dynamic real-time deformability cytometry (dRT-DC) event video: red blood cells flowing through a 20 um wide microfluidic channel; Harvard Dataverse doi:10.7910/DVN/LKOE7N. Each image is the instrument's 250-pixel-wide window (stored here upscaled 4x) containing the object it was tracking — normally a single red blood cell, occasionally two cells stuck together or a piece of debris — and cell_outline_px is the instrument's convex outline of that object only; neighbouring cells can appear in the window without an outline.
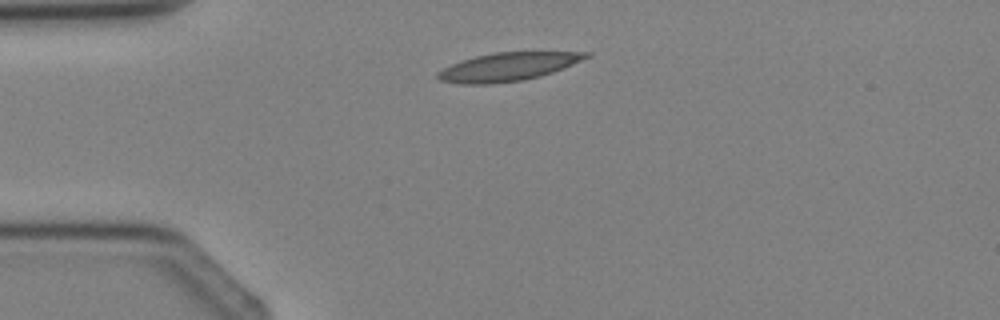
{"species": "Egyptian fruit bat (a non-hibernating species)", "species_latin": "Rousettus aegyptiacus", "temperature_condition": "cold", "stored_images_in_passage": 1, "camera_frame_rate_fps": 3000, "um_per_image_px": 0.085, "animal": {"sex": "female"}, "frame": {"image": 1, "passage_image": 1, "time_ms": 0.0, "image_size_px": [1000, 320], "cell_outline_px": [[592, 56], [552, 72], [540, 76], [524, 80], [492, 84], [460, 84], [440, 80], [436, 76], [436, 72], [452, 64], [476, 56], [496, 52], [592, 52]], "centroid_in_image_um": [43.18, 5.68], "position_along_channel_um": 41.8, "area_um2": 24.28}}